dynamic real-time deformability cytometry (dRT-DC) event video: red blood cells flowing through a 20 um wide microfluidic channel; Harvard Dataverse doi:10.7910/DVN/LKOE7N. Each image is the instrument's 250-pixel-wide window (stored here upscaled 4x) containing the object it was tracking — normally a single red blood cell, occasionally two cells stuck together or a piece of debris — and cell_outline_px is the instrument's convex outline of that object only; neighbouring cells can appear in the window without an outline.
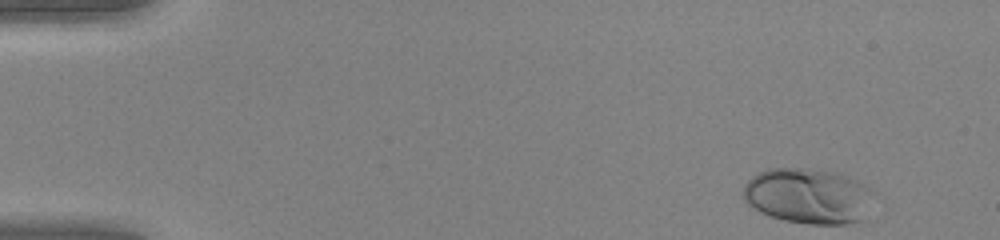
{"species": "human", "species_latin": "Homo sapiens", "temperature_condition": "warm", "stored_images_in_passage": 46, "camera_frame_rate_fps": 3000, "um_per_image_px": 0.085, "donor": {"sex": "female"}, "frame": {"image": 1, "passage_image": 1, "time_ms": 0.0, "image_size_px": [1000, 240], "cell_outline_px": [[868, 192], [864, 220], [844, 224], [808, 224], [784, 220], [760, 212], [752, 208], [748, 204], [744, 196], [744, 184], [752, 176], [768, 168], [808, 168], [828, 172], [844, 176], [856, 180], [868, 188]], "centroid_in_image_um": [68.59, 16.67], "position_along_channel_um": 16.4, "area_um2": 41.21}}
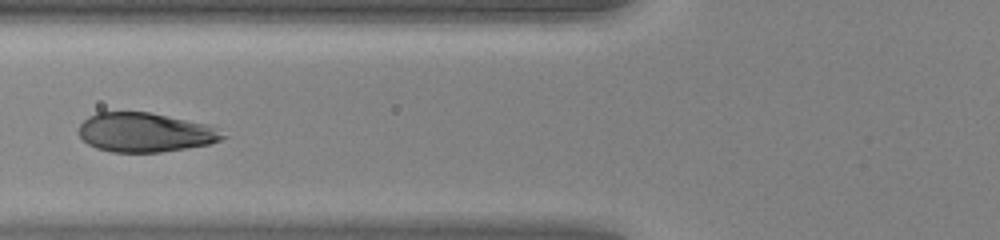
{"frame": {"image": 2, "passage_image": 17, "time_ms": 5.333, "image_size_px": [1000, 240], "cell_outline_px": [[228, 136], [220, 140], [208, 144], [160, 152], [112, 152], [96, 148], [88, 144], [80, 136], [80, 124], [88, 116], [96, 112], [148, 112], [208, 124], [216, 128]], "centroid_in_image_um": [12.33, 11.25], "position_along_channel_um": 113.5, "area_um2": 32.71}}
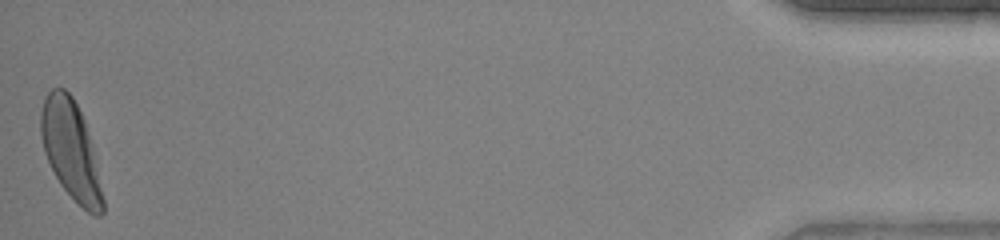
{"frame": {"image": 3, "passage_image": 46, "time_ms": 15.0, "image_size_px": [1000, 240], "cell_outline_px": [[104, 212], [100, 216], [96, 216], [88, 212], [60, 184], [44, 152], [40, 132], [40, 112], [44, 96], [52, 88], [64, 88], [72, 96], [84, 120], [104, 200]], "centroid_in_image_um": [5.98, 12.72], "position_along_channel_um": 429.2, "area_um2": 34.62}, "authors_computed_cell_mechanics": {"area_um2": 34.9401, "velocity_mm_per_s": 4.1812, "shape_relaxation_time_tau1_ms": 2.37, "shape_relaxation_time_tau2_ms": null, "deformation_change_tau1": 0.156, "deformation_change_tau2": null}}